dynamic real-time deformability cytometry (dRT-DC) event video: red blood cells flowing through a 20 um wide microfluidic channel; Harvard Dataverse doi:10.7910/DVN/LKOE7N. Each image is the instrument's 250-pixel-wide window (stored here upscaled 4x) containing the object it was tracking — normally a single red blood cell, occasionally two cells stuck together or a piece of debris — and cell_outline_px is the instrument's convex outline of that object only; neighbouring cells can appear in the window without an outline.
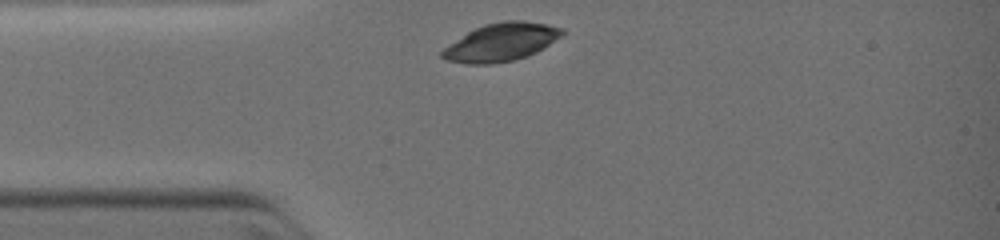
{"species": "common noctule bat (a hibernating species)", "species_latin": "Nyctalus noctula", "temperature_condition": "warm", "stored_images_in_passage": 32, "camera_frame_rate_fps": 3000, "um_per_image_px": 0.085, "animal": {"sex": "female", "body_mass_g": 19.0, "forearm_length_mm": 51.5}, "frame": {"image": 1, "passage_image": 1, "time_ms": 0.0, "image_size_px": [1000, 240], "cell_outline_px": [[564, 32], [560, 36], [536, 52], [512, 60], [488, 64], [468, 64], [448, 60], [440, 56], [440, 52], [444, 48], [468, 32], [484, 24], [504, 20], [524, 20], [564, 28]], "centroid_in_image_um": [42.58, 3.57], "position_along_channel_um": 42.4, "area_um2": 26.01}}
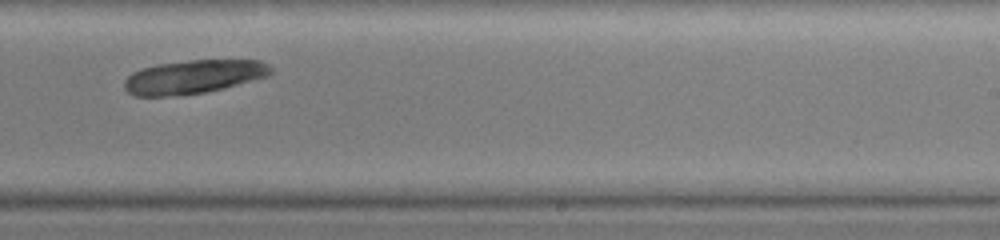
{"frame": {"image": 2, "passage_image": 20, "time_ms": 5.0, "image_size_px": [1000, 240], "cell_outline_px": [[272, 72], [268, 76], [224, 88], [204, 92], [164, 96], [136, 96], [128, 92], [124, 88], [124, 80], [132, 72], [140, 68], [156, 64], [188, 60], [260, 60], [268, 64], [272, 68]], "centroid_in_image_um": [16.44, 6.51], "position_along_channel_um": 272.6, "area_um2": 28.73}}
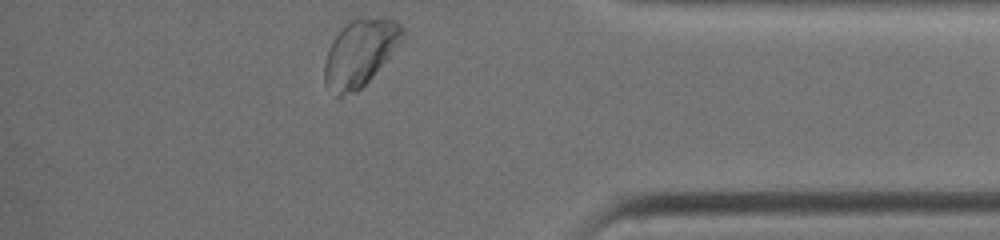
{"frame": {"image": 3, "passage_image": 32, "time_ms": 8.0, "image_size_px": [1000, 240], "cell_outline_px": [[404, 36], [372, 76], [356, 92], [340, 96], [336, 96], [324, 84], [324, 64], [332, 40], [344, 24], [352, 16], [364, 16], [396, 20], [404, 28]], "centroid_in_image_um": [30.56, 4.44], "position_along_channel_um": 404.6, "area_um2": 30.23}}